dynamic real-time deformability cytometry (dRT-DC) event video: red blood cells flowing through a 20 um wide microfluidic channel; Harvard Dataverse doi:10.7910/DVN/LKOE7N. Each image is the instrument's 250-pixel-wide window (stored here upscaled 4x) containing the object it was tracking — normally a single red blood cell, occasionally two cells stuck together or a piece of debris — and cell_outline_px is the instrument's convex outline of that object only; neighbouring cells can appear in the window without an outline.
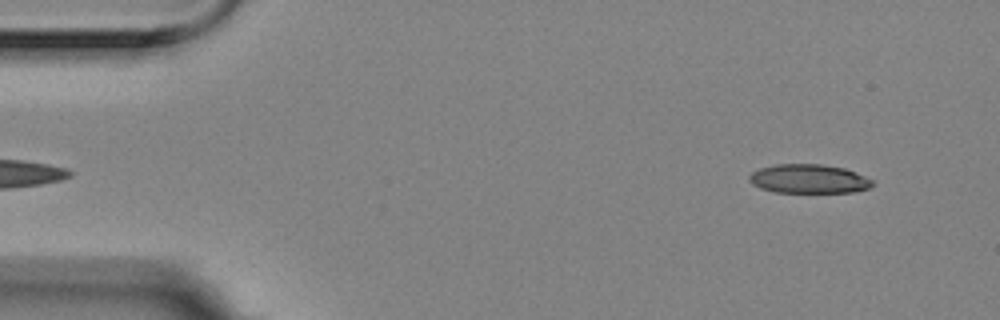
{"species": "Egyptian fruit bat (a non-hibernating species)", "species_latin": "Rousettus aegyptiacus", "temperature_condition": "room temperature", "stored_images_in_passage": 5, "camera_frame_rate_fps": 3000, "um_per_image_px": 0.085, "animal": {"sex": "female"}, "frame": {"image": 1, "passage_image": 1, "time_ms": 0.0, "image_size_px": [1000, 320], "cell_outline_px": [[876, 184], [868, 188], [852, 192], [776, 192], [760, 188], [752, 184], [748, 180], [748, 176], [752, 172], [760, 168], [776, 164], [820, 164], [844, 168], [856, 172], [872, 180]], "centroid_in_image_um": [68.73, 15.2], "position_along_channel_um": 16.3, "area_um2": 20.81}}
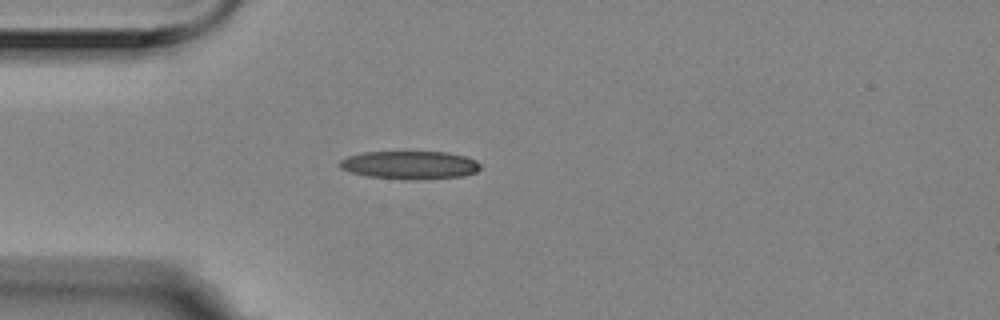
{"frame": {"image": 2, "passage_image": 4, "time_ms": 1.0, "image_size_px": [1000, 320], "cell_outline_px": [[480, 168], [476, 172], [464, 176], [368, 176], [352, 172], [340, 168], [340, 160], [348, 156], [360, 152], [448, 152], [464, 156], [476, 160], [480, 164]], "centroid_in_image_um": [34.83, 13.95], "position_along_channel_um": 50.2, "area_um2": 21.62}}